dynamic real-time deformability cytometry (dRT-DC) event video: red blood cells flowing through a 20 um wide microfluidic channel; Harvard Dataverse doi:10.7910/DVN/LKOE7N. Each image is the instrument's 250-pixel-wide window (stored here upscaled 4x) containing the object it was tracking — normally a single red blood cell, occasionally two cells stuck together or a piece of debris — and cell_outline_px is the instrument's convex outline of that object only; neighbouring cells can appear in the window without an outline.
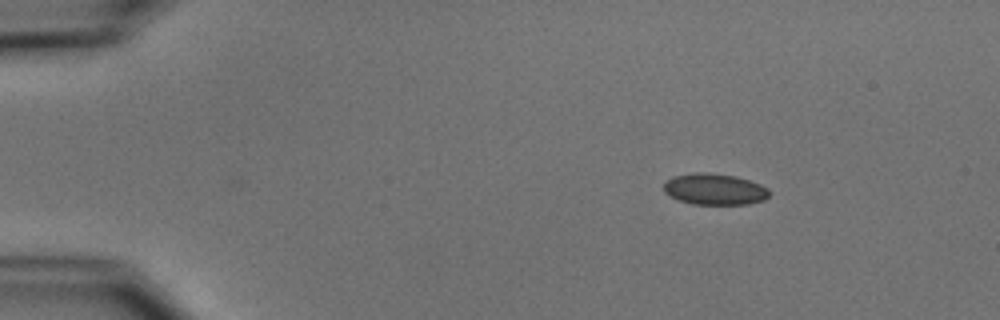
{"species": "common noctule bat (a hibernating species)", "species_latin": "Nyctalus noctula", "temperature_condition": "cold", "stored_images_in_passage": 41, "camera_frame_rate_fps": 3000, "um_per_image_px": 0.085, "animal": {"sex": "male", "body_mass_g": 15.6}, "frame": {"image": 1, "passage_image": 1, "time_ms": 0.0, "image_size_px": [1000, 320], "cell_outline_px": [[768, 196], [764, 200], [748, 204], [692, 204], [680, 200], [664, 192], [664, 184], [672, 176], [696, 172], [704, 172], [736, 176], [760, 184], [768, 188]], "centroid_in_image_um": [60.74, 16.08], "position_along_channel_um": 24.3, "area_um2": 19.07}}
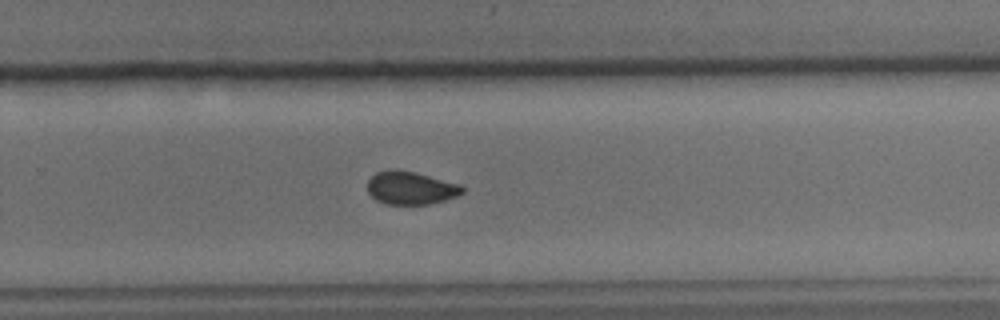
{"frame": {"image": 2, "passage_image": 29, "time_ms": 9.333, "image_size_px": [1000, 320], "cell_outline_px": [[464, 192], [456, 196], [444, 200], [428, 204], [384, 204], [376, 200], [368, 192], [368, 180], [376, 172], [388, 168], [400, 168], [416, 172], [460, 184], [464, 188]], "centroid_in_image_um": [34.88, 15.95], "position_along_channel_um": 294.9, "area_um2": 18.5}}
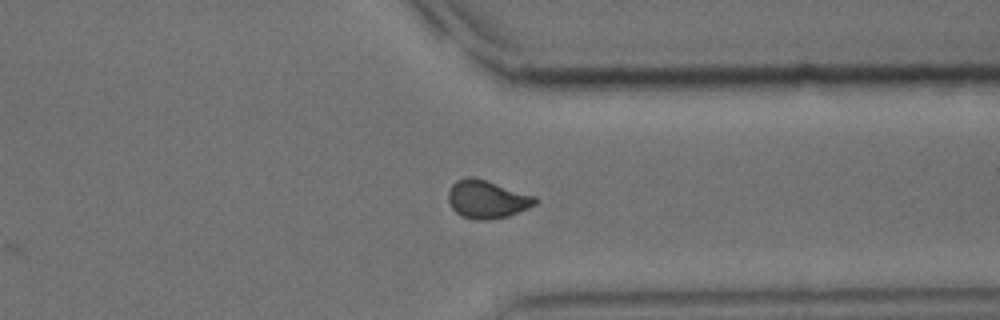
{"frame": {"image": 3, "passage_image": 35, "time_ms": 11.333, "image_size_px": [1000, 320], "cell_outline_px": [[536, 204], [528, 208], [508, 216], [484, 220], [480, 220], [460, 216], [452, 208], [448, 200], [448, 192], [452, 184], [456, 180], [468, 176], [472, 176], [536, 196]], "centroid_in_image_um": [41.37, 16.93], "position_along_channel_um": 370.0, "area_um2": 19.13}, "authors_computed_cell_mechanics": {"area_um2": 19.1896, "velocity_mm_per_s": 3.7515, "shape_relaxation_time_tau1_ms": 5.1168, "shape_relaxation_time_tau2_ms": 2.4462, "deformation_change_tau1": 0.0916, "deformation_change_tau2": 0.0459}}